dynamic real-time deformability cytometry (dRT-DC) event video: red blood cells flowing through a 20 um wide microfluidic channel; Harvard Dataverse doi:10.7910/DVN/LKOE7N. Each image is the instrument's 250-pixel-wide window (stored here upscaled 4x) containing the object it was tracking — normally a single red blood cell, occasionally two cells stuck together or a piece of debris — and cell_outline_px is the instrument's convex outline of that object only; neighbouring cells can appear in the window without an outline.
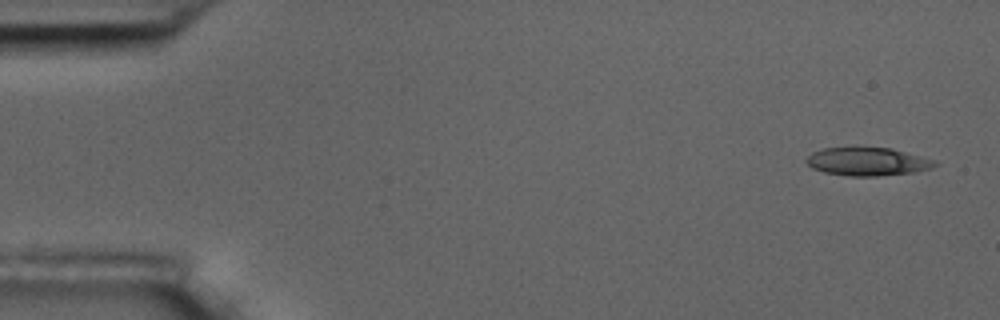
{"species": "common noctule bat (a hibernating species)", "species_latin": "Nyctalus noctula", "temperature_condition": "room temperature", "stored_images_in_passage": 6, "camera_frame_rate_fps": 3000, "um_per_image_px": 0.085, "animal": {"sex": "male", "body_mass_g": 17.5, "forearm_length_mm": 52.3}, "frame": {"image": 1, "passage_image": 1, "time_ms": 0.0, "image_size_px": [1000, 320], "cell_outline_px": [[936, 164], [932, 168], [916, 172], [876, 176], [848, 176], [824, 172], [812, 168], [804, 160], [812, 152], [824, 148], [856, 144], [892, 148], [936, 160]], "centroid_in_image_um": [73.7, 13.68], "position_along_channel_um": 11.3, "area_um2": 22.02}}
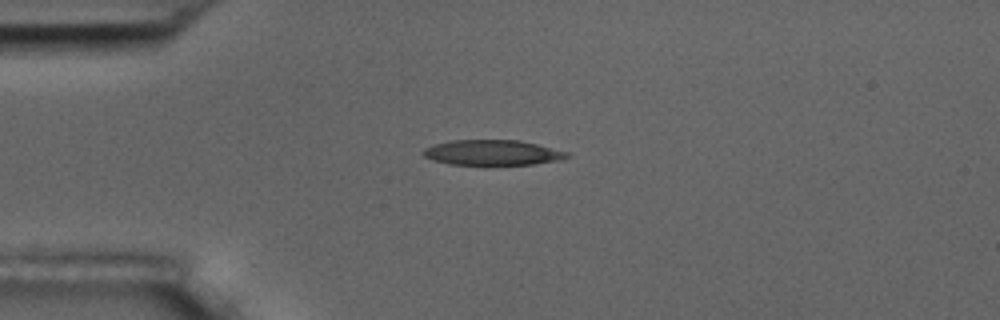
{"frame": {"image": 2, "passage_image": 4, "time_ms": 3.667, "image_size_px": [1000, 320], "cell_outline_px": [[572, 156], [560, 160], [532, 164], [448, 164], [432, 160], [424, 156], [420, 152], [424, 148], [448, 140], [520, 140], [568, 152]], "centroid_in_image_um": [41.83, 12.96], "position_along_channel_um": 43.2, "area_um2": 21.1}}